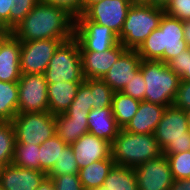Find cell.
<instances>
[{
    "label": "cell",
    "instance_id": "obj_1",
    "mask_svg": "<svg viewBox=\"0 0 190 190\" xmlns=\"http://www.w3.org/2000/svg\"><path fill=\"white\" fill-rule=\"evenodd\" d=\"M75 19L65 10L39 2L10 32L20 41L74 37Z\"/></svg>",
    "mask_w": 190,
    "mask_h": 190
},
{
    "label": "cell",
    "instance_id": "obj_2",
    "mask_svg": "<svg viewBox=\"0 0 190 190\" xmlns=\"http://www.w3.org/2000/svg\"><path fill=\"white\" fill-rule=\"evenodd\" d=\"M183 35V21L164 13L159 27L153 30L136 51L142 60L167 63L181 51L189 48Z\"/></svg>",
    "mask_w": 190,
    "mask_h": 190
},
{
    "label": "cell",
    "instance_id": "obj_3",
    "mask_svg": "<svg viewBox=\"0 0 190 190\" xmlns=\"http://www.w3.org/2000/svg\"><path fill=\"white\" fill-rule=\"evenodd\" d=\"M115 165L135 168L162 155L155 134L133 133L119 130L111 144Z\"/></svg>",
    "mask_w": 190,
    "mask_h": 190
},
{
    "label": "cell",
    "instance_id": "obj_4",
    "mask_svg": "<svg viewBox=\"0 0 190 190\" xmlns=\"http://www.w3.org/2000/svg\"><path fill=\"white\" fill-rule=\"evenodd\" d=\"M140 71L145 81V101L161 106L174 103L181 78L166 63L141 60Z\"/></svg>",
    "mask_w": 190,
    "mask_h": 190
},
{
    "label": "cell",
    "instance_id": "obj_5",
    "mask_svg": "<svg viewBox=\"0 0 190 190\" xmlns=\"http://www.w3.org/2000/svg\"><path fill=\"white\" fill-rule=\"evenodd\" d=\"M154 134L164 156L190 151V129L185 110L167 106Z\"/></svg>",
    "mask_w": 190,
    "mask_h": 190
},
{
    "label": "cell",
    "instance_id": "obj_6",
    "mask_svg": "<svg viewBox=\"0 0 190 190\" xmlns=\"http://www.w3.org/2000/svg\"><path fill=\"white\" fill-rule=\"evenodd\" d=\"M165 10L150 5H132L128 10L119 42L126 48L136 50L141 43L159 27Z\"/></svg>",
    "mask_w": 190,
    "mask_h": 190
},
{
    "label": "cell",
    "instance_id": "obj_7",
    "mask_svg": "<svg viewBox=\"0 0 190 190\" xmlns=\"http://www.w3.org/2000/svg\"><path fill=\"white\" fill-rule=\"evenodd\" d=\"M44 76L47 84L59 81L83 82L85 80L79 43L74 37L58 47L48 63Z\"/></svg>",
    "mask_w": 190,
    "mask_h": 190
},
{
    "label": "cell",
    "instance_id": "obj_8",
    "mask_svg": "<svg viewBox=\"0 0 190 190\" xmlns=\"http://www.w3.org/2000/svg\"><path fill=\"white\" fill-rule=\"evenodd\" d=\"M11 122L16 143L41 145L56 134L55 115L49 111L18 113Z\"/></svg>",
    "mask_w": 190,
    "mask_h": 190
},
{
    "label": "cell",
    "instance_id": "obj_9",
    "mask_svg": "<svg viewBox=\"0 0 190 190\" xmlns=\"http://www.w3.org/2000/svg\"><path fill=\"white\" fill-rule=\"evenodd\" d=\"M74 38L80 51H107L118 45V35L107 26L88 20L84 15L75 19Z\"/></svg>",
    "mask_w": 190,
    "mask_h": 190
},
{
    "label": "cell",
    "instance_id": "obj_10",
    "mask_svg": "<svg viewBox=\"0 0 190 190\" xmlns=\"http://www.w3.org/2000/svg\"><path fill=\"white\" fill-rule=\"evenodd\" d=\"M47 87L44 74H21L18 81V113L47 112Z\"/></svg>",
    "mask_w": 190,
    "mask_h": 190
},
{
    "label": "cell",
    "instance_id": "obj_11",
    "mask_svg": "<svg viewBox=\"0 0 190 190\" xmlns=\"http://www.w3.org/2000/svg\"><path fill=\"white\" fill-rule=\"evenodd\" d=\"M66 39L21 41L20 68L22 74H44L58 47Z\"/></svg>",
    "mask_w": 190,
    "mask_h": 190
},
{
    "label": "cell",
    "instance_id": "obj_12",
    "mask_svg": "<svg viewBox=\"0 0 190 190\" xmlns=\"http://www.w3.org/2000/svg\"><path fill=\"white\" fill-rule=\"evenodd\" d=\"M139 190H169L173 184L172 171L164 155L133 168Z\"/></svg>",
    "mask_w": 190,
    "mask_h": 190
},
{
    "label": "cell",
    "instance_id": "obj_13",
    "mask_svg": "<svg viewBox=\"0 0 190 190\" xmlns=\"http://www.w3.org/2000/svg\"><path fill=\"white\" fill-rule=\"evenodd\" d=\"M131 6L129 0H103L90 5L83 15L119 35Z\"/></svg>",
    "mask_w": 190,
    "mask_h": 190
},
{
    "label": "cell",
    "instance_id": "obj_14",
    "mask_svg": "<svg viewBox=\"0 0 190 190\" xmlns=\"http://www.w3.org/2000/svg\"><path fill=\"white\" fill-rule=\"evenodd\" d=\"M70 146L79 168L102 159H112L111 143L89 132Z\"/></svg>",
    "mask_w": 190,
    "mask_h": 190
},
{
    "label": "cell",
    "instance_id": "obj_15",
    "mask_svg": "<svg viewBox=\"0 0 190 190\" xmlns=\"http://www.w3.org/2000/svg\"><path fill=\"white\" fill-rule=\"evenodd\" d=\"M141 57L136 50L127 49L102 77L114 92H121L124 86L140 71Z\"/></svg>",
    "mask_w": 190,
    "mask_h": 190
},
{
    "label": "cell",
    "instance_id": "obj_16",
    "mask_svg": "<svg viewBox=\"0 0 190 190\" xmlns=\"http://www.w3.org/2000/svg\"><path fill=\"white\" fill-rule=\"evenodd\" d=\"M47 177L43 171L20 168L14 164L3 166L0 190H36Z\"/></svg>",
    "mask_w": 190,
    "mask_h": 190
},
{
    "label": "cell",
    "instance_id": "obj_17",
    "mask_svg": "<svg viewBox=\"0 0 190 190\" xmlns=\"http://www.w3.org/2000/svg\"><path fill=\"white\" fill-rule=\"evenodd\" d=\"M126 50L127 49L119 43L107 51H80L84 78L102 79L110 67Z\"/></svg>",
    "mask_w": 190,
    "mask_h": 190
},
{
    "label": "cell",
    "instance_id": "obj_18",
    "mask_svg": "<svg viewBox=\"0 0 190 190\" xmlns=\"http://www.w3.org/2000/svg\"><path fill=\"white\" fill-rule=\"evenodd\" d=\"M21 41L11 33L0 38V81L18 82L20 68Z\"/></svg>",
    "mask_w": 190,
    "mask_h": 190
},
{
    "label": "cell",
    "instance_id": "obj_19",
    "mask_svg": "<svg viewBox=\"0 0 190 190\" xmlns=\"http://www.w3.org/2000/svg\"><path fill=\"white\" fill-rule=\"evenodd\" d=\"M165 108V106L153 104L145 100L140 101L136 114L123 129L133 133H154L163 116Z\"/></svg>",
    "mask_w": 190,
    "mask_h": 190
},
{
    "label": "cell",
    "instance_id": "obj_20",
    "mask_svg": "<svg viewBox=\"0 0 190 190\" xmlns=\"http://www.w3.org/2000/svg\"><path fill=\"white\" fill-rule=\"evenodd\" d=\"M88 132L112 144L121 129L113 116L112 107L92 109L88 114Z\"/></svg>",
    "mask_w": 190,
    "mask_h": 190
},
{
    "label": "cell",
    "instance_id": "obj_21",
    "mask_svg": "<svg viewBox=\"0 0 190 190\" xmlns=\"http://www.w3.org/2000/svg\"><path fill=\"white\" fill-rule=\"evenodd\" d=\"M80 83L59 81L48 84V111L52 115L65 113L76 97Z\"/></svg>",
    "mask_w": 190,
    "mask_h": 190
},
{
    "label": "cell",
    "instance_id": "obj_22",
    "mask_svg": "<svg viewBox=\"0 0 190 190\" xmlns=\"http://www.w3.org/2000/svg\"><path fill=\"white\" fill-rule=\"evenodd\" d=\"M87 120L88 117H69L65 113L55 115L56 134L64 143L70 145L88 133Z\"/></svg>",
    "mask_w": 190,
    "mask_h": 190
},
{
    "label": "cell",
    "instance_id": "obj_23",
    "mask_svg": "<svg viewBox=\"0 0 190 190\" xmlns=\"http://www.w3.org/2000/svg\"><path fill=\"white\" fill-rule=\"evenodd\" d=\"M115 165L113 159H102L79 169V178L84 190L103 187L104 180Z\"/></svg>",
    "mask_w": 190,
    "mask_h": 190
},
{
    "label": "cell",
    "instance_id": "obj_24",
    "mask_svg": "<svg viewBox=\"0 0 190 190\" xmlns=\"http://www.w3.org/2000/svg\"><path fill=\"white\" fill-rule=\"evenodd\" d=\"M107 190H139L133 168L114 165L104 180Z\"/></svg>",
    "mask_w": 190,
    "mask_h": 190
},
{
    "label": "cell",
    "instance_id": "obj_25",
    "mask_svg": "<svg viewBox=\"0 0 190 190\" xmlns=\"http://www.w3.org/2000/svg\"><path fill=\"white\" fill-rule=\"evenodd\" d=\"M140 100L125 95L122 92H115L112 101V113L117 125L122 129L136 114Z\"/></svg>",
    "mask_w": 190,
    "mask_h": 190
},
{
    "label": "cell",
    "instance_id": "obj_26",
    "mask_svg": "<svg viewBox=\"0 0 190 190\" xmlns=\"http://www.w3.org/2000/svg\"><path fill=\"white\" fill-rule=\"evenodd\" d=\"M18 114V82L0 81V121L11 122Z\"/></svg>",
    "mask_w": 190,
    "mask_h": 190
},
{
    "label": "cell",
    "instance_id": "obj_27",
    "mask_svg": "<svg viewBox=\"0 0 190 190\" xmlns=\"http://www.w3.org/2000/svg\"><path fill=\"white\" fill-rule=\"evenodd\" d=\"M92 109L91 79H85L80 83L76 97L65 111V114L69 117L84 118L88 117Z\"/></svg>",
    "mask_w": 190,
    "mask_h": 190
},
{
    "label": "cell",
    "instance_id": "obj_28",
    "mask_svg": "<svg viewBox=\"0 0 190 190\" xmlns=\"http://www.w3.org/2000/svg\"><path fill=\"white\" fill-rule=\"evenodd\" d=\"M66 145L57 134L39 145L40 171L48 173L54 166L56 160L61 156L62 149Z\"/></svg>",
    "mask_w": 190,
    "mask_h": 190
},
{
    "label": "cell",
    "instance_id": "obj_29",
    "mask_svg": "<svg viewBox=\"0 0 190 190\" xmlns=\"http://www.w3.org/2000/svg\"><path fill=\"white\" fill-rule=\"evenodd\" d=\"M39 145L15 143L12 164L20 168L40 171Z\"/></svg>",
    "mask_w": 190,
    "mask_h": 190
},
{
    "label": "cell",
    "instance_id": "obj_30",
    "mask_svg": "<svg viewBox=\"0 0 190 190\" xmlns=\"http://www.w3.org/2000/svg\"><path fill=\"white\" fill-rule=\"evenodd\" d=\"M15 132L12 122L0 121V163H12L15 149Z\"/></svg>",
    "mask_w": 190,
    "mask_h": 190
},
{
    "label": "cell",
    "instance_id": "obj_31",
    "mask_svg": "<svg viewBox=\"0 0 190 190\" xmlns=\"http://www.w3.org/2000/svg\"><path fill=\"white\" fill-rule=\"evenodd\" d=\"M79 169L71 146L66 145L64 149H62L59 159L56 160L54 166L47 173V177L53 178L54 176H62L65 174L78 175Z\"/></svg>",
    "mask_w": 190,
    "mask_h": 190
},
{
    "label": "cell",
    "instance_id": "obj_32",
    "mask_svg": "<svg viewBox=\"0 0 190 190\" xmlns=\"http://www.w3.org/2000/svg\"><path fill=\"white\" fill-rule=\"evenodd\" d=\"M114 91L102 79H91L92 108L112 107Z\"/></svg>",
    "mask_w": 190,
    "mask_h": 190
},
{
    "label": "cell",
    "instance_id": "obj_33",
    "mask_svg": "<svg viewBox=\"0 0 190 190\" xmlns=\"http://www.w3.org/2000/svg\"><path fill=\"white\" fill-rule=\"evenodd\" d=\"M173 179L190 178V151L167 155Z\"/></svg>",
    "mask_w": 190,
    "mask_h": 190
},
{
    "label": "cell",
    "instance_id": "obj_34",
    "mask_svg": "<svg viewBox=\"0 0 190 190\" xmlns=\"http://www.w3.org/2000/svg\"><path fill=\"white\" fill-rule=\"evenodd\" d=\"M166 64L181 78V81L190 82V48L181 51Z\"/></svg>",
    "mask_w": 190,
    "mask_h": 190
},
{
    "label": "cell",
    "instance_id": "obj_35",
    "mask_svg": "<svg viewBox=\"0 0 190 190\" xmlns=\"http://www.w3.org/2000/svg\"><path fill=\"white\" fill-rule=\"evenodd\" d=\"M40 0H14L10 8V32L19 24Z\"/></svg>",
    "mask_w": 190,
    "mask_h": 190
},
{
    "label": "cell",
    "instance_id": "obj_36",
    "mask_svg": "<svg viewBox=\"0 0 190 190\" xmlns=\"http://www.w3.org/2000/svg\"><path fill=\"white\" fill-rule=\"evenodd\" d=\"M40 2L59 7L65 10L74 19L78 18L84 13L83 0H40Z\"/></svg>",
    "mask_w": 190,
    "mask_h": 190
},
{
    "label": "cell",
    "instance_id": "obj_37",
    "mask_svg": "<svg viewBox=\"0 0 190 190\" xmlns=\"http://www.w3.org/2000/svg\"><path fill=\"white\" fill-rule=\"evenodd\" d=\"M146 85L142 76V72L139 71L129 83H127L122 89V93L132 98L143 101L145 99Z\"/></svg>",
    "mask_w": 190,
    "mask_h": 190
},
{
    "label": "cell",
    "instance_id": "obj_38",
    "mask_svg": "<svg viewBox=\"0 0 190 190\" xmlns=\"http://www.w3.org/2000/svg\"><path fill=\"white\" fill-rule=\"evenodd\" d=\"M165 13L181 21L190 20V0H171Z\"/></svg>",
    "mask_w": 190,
    "mask_h": 190
},
{
    "label": "cell",
    "instance_id": "obj_39",
    "mask_svg": "<svg viewBox=\"0 0 190 190\" xmlns=\"http://www.w3.org/2000/svg\"><path fill=\"white\" fill-rule=\"evenodd\" d=\"M56 190H84L79 175L65 174L51 178Z\"/></svg>",
    "mask_w": 190,
    "mask_h": 190
},
{
    "label": "cell",
    "instance_id": "obj_40",
    "mask_svg": "<svg viewBox=\"0 0 190 190\" xmlns=\"http://www.w3.org/2000/svg\"><path fill=\"white\" fill-rule=\"evenodd\" d=\"M173 105L185 111L190 109V82H180Z\"/></svg>",
    "mask_w": 190,
    "mask_h": 190
},
{
    "label": "cell",
    "instance_id": "obj_41",
    "mask_svg": "<svg viewBox=\"0 0 190 190\" xmlns=\"http://www.w3.org/2000/svg\"><path fill=\"white\" fill-rule=\"evenodd\" d=\"M14 0H0V21L10 32V8L14 6Z\"/></svg>",
    "mask_w": 190,
    "mask_h": 190
},
{
    "label": "cell",
    "instance_id": "obj_42",
    "mask_svg": "<svg viewBox=\"0 0 190 190\" xmlns=\"http://www.w3.org/2000/svg\"><path fill=\"white\" fill-rule=\"evenodd\" d=\"M169 190H190V178L173 180V184Z\"/></svg>",
    "mask_w": 190,
    "mask_h": 190
},
{
    "label": "cell",
    "instance_id": "obj_43",
    "mask_svg": "<svg viewBox=\"0 0 190 190\" xmlns=\"http://www.w3.org/2000/svg\"><path fill=\"white\" fill-rule=\"evenodd\" d=\"M36 190H56L53 180L46 177Z\"/></svg>",
    "mask_w": 190,
    "mask_h": 190
},
{
    "label": "cell",
    "instance_id": "obj_44",
    "mask_svg": "<svg viewBox=\"0 0 190 190\" xmlns=\"http://www.w3.org/2000/svg\"><path fill=\"white\" fill-rule=\"evenodd\" d=\"M183 34L184 41L190 48V20L183 21Z\"/></svg>",
    "mask_w": 190,
    "mask_h": 190
},
{
    "label": "cell",
    "instance_id": "obj_45",
    "mask_svg": "<svg viewBox=\"0 0 190 190\" xmlns=\"http://www.w3.org/2000/svg\"><path fill=\"white\" fill-rule=\"evenodd\" d=\"M170 2L171 0H149V5L153 7L162 8L165 10V8L168 6Z\"/></svg>",
    "mask_w": 190,
    "mask_h": 190
},
{
    "label": "cell",
    "instance_id": "obj_46",
    "mask_svg": "<svg viewBox=\"0 0 190 190\" xmlns=\"http://www.w3.org/2000/svg\"><path fill=\"white\" fill-rule=\"evenodd\" d=\"M131 5H149V0H129Z\"/></svg>",
    "mask_w": 190,
    "mask_h": 190
},
{
    "label": "cell",
    "instance_id": "obj_47",
    "mask_svg": "<svg viewBox=\"0 0 190 190\" xmlns=\"http://www.w3.org/2000/svg\"><path fill=\"white\" fill-rule=\"evenodd\" d=\"M9 33L8 29L0 21V38L7 36Z\"/></svg>",
    "mask_w": 190,
    "mask_h": 190
},
{
    "label": "cell",
    "instance_id": "obj_48",
    "mask_svg": "<svg viewBox=\"0 0 190 190\" xmlns=\"http://www.w3.org/2000/svg\"><path fill=\"white\" fill-rule=\"evenodd\" d=\"M84 1V11L92 4L103 1V0H83Z\"/></svg>",
    "mask_w": 190,
    "mask_h": 190
},
{
    "label": "cell",
    "instance_id": "obj_49",
    "mask_svg": "<svg viewBox=\"0 0 190 190\" xmlns=\"http://www.w3.org/2000/svg\"><path fill=\"white\" fill-rule=\"evenodd\" d=\"M185 113L187 116L188 127L190 129V109L186 110Z\"/></svg>",
    "mask_w": 190,
    "mask_h": 190
},
{
    "label": "cell",
    "instance_id": "obj_50",
    "mask_svg": "<svg viewBox=\"0 0 190 190\" xmlns=\"http://www.w3.org/2000/svg\"><path fill=\"white\" fill-rule=\"evenodd\" d=\"M89 190H107V189L100 187V188H94V189H89Z\"/></svg>",
    "mask_w": 190,
    "mask_h": 190
},
{
    "label": "cell",
    "instance_id": "obj_51",
    "mask_svg": "<svg viewBox=\"0 0 190 190\" xmlns=\"http://www.w3.org/2000/svg\"><path fill=\"white\" fill-rule=\"evenodd\" d=\"M2 169H3V165L0 163V175H1Z\"/></svg>",
    "mask_w": 190,
    "mask_h": 190
}]
</instances>
